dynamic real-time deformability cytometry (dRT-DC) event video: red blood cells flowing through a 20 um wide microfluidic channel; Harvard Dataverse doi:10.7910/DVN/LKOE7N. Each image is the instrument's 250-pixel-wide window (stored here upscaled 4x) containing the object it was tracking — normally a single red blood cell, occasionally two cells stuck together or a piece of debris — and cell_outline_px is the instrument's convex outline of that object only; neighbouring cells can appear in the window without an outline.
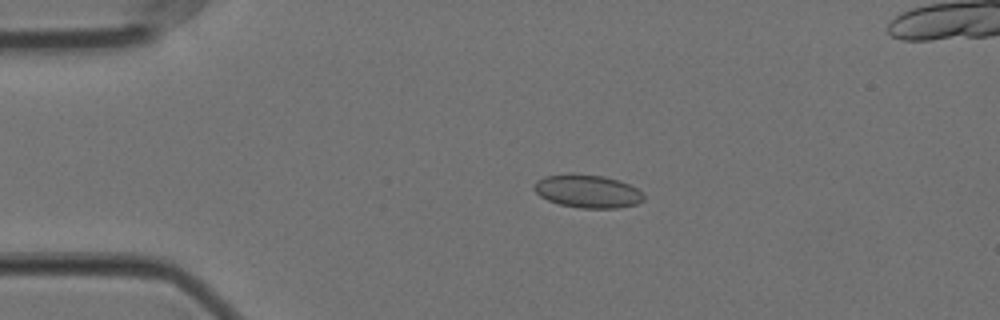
{"species": "Egyptian fruit bat (a non-hibernating species)", "species_latin": "Rousettus aegyptiacus", "temperature_condition": "cold", "stored_images_in_passage": 57, "camera_frame_rate_fps": 3000, "um_per_image_px": 0.085, "animal": {"sex": "female"}, "frame": {"image": 1, "passage_image": 11, "time_ms": 3.333, "image_size_px": [1000, 320], "cell_outline_px": [[644, 200], [636, 204], [616, 208], [580, 208], [560, 204], [548, 200], [540, 196], [532, 188], [532, 184], [536, 180], [544, 176], [568, 172], [572, 172], [604, 176], [620, 180], [636, 188], [644, 196]], "centroid_in_image_um": [49.89, 16.23], "position_along_channel_um": 35.1, "area_um2": 21.5}}
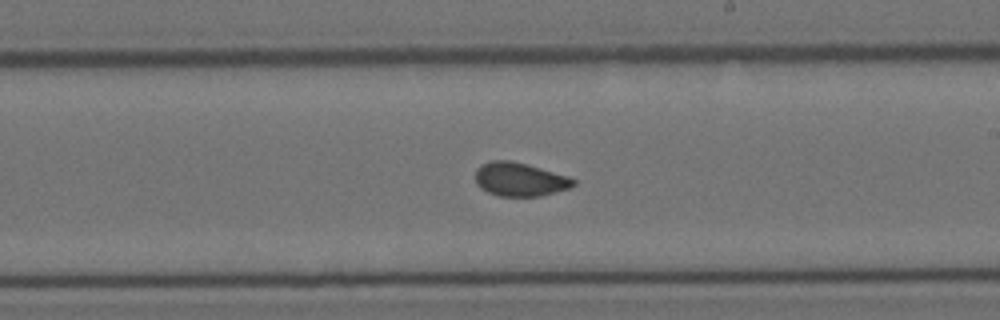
{"frame": {"image": 2, "passage_image": 32, "time_ms": 10.333, "image_size_px": [1000, 320], "cell_outline_px": [[576, 184], [568, 188], [540, 196], [500, 196], [488, 192], [480, 188], [476, 184], [476, 168], [492, 160], [512, 160], [528, 164], [568, 176], [576, 180]], "centroid_in_image_um": [44.18, 15.24], "position_along_channel_um": 244.8, "area_um2": 19.19}}
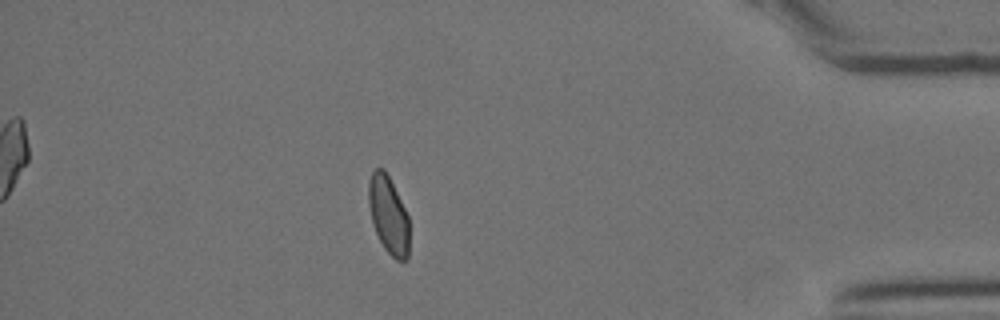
{"frame": {"image": 3, "passage_image": 49, "time_ms": 16.0, "image_size_px": [1000, 320], "cell_outline_px": [[408, 256], [404, 260], [396, 260], [384, 248], [372, 224], [368, 204], [368, 180], [372, 172], [376, 168], [384, 168], [408, 216]], "centroid_in_image_um": [32.99, 18.25], "position_along_channel_um": 402.2, "area_um2": 18.15}}